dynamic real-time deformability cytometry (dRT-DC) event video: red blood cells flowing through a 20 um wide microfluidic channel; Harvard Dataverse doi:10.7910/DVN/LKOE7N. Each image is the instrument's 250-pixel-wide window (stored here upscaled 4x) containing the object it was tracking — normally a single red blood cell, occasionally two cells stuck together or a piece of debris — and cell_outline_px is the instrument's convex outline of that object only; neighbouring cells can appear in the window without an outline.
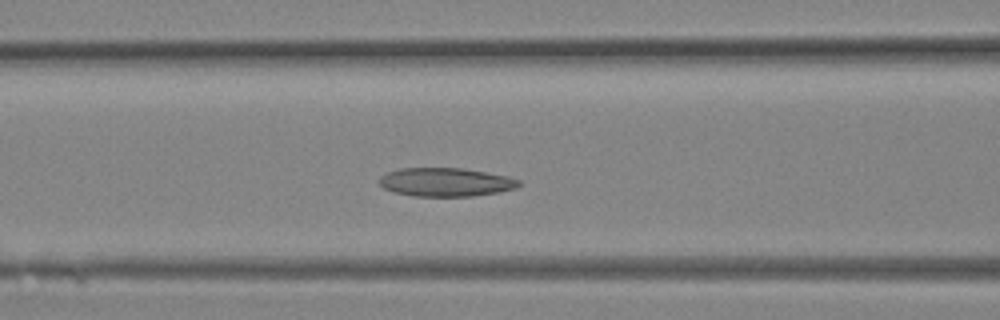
{"species": "Egyptian fruit bat (a non-hibernating species)", "species_latin": "Rousettus aegyptiacus", "temperature_condition": "room temperature", "stored_images_in_passage": 15, "camera_frame_rate_fps": 3000, "um_per_image_px": 0.085, "animal": {"sex": "female"}, "frame": {"image": 1, "passage_image": 9, "time_ms": 2.667, "image_size_px": [1000, 320], "cell_outline_px": [[524, 184], [516, 188], [500, 192], [472, 196], [412, 196], [392, 192], [384, 188], [376, 180], [384, 172], [400, 168], [464, 168], [508, 176], [520, 180]], "centroid_in_image_um": [37.87, 15.48], "position_along_channel_um": 128.7, "area_um2": 23.7}}
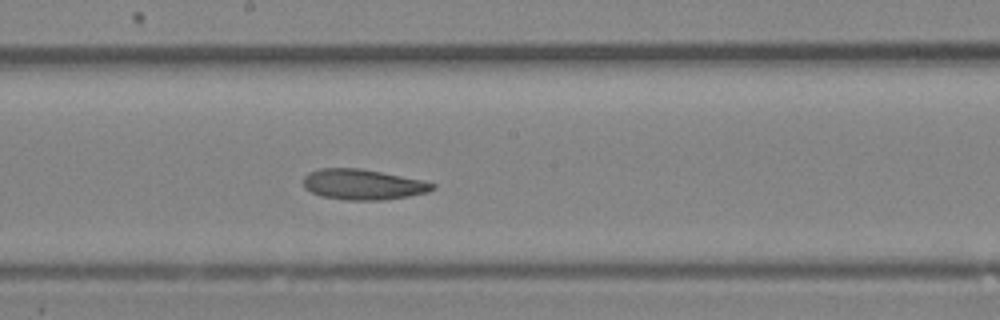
{"frame": {"image": 2, "passage_image": 13, "time_ms": 4.0, "image_size_px": [1000, 320], "cell_outline_px": [[436, 188], [428, 192], [408, 196], [384, 200], [348, 200], [320, 196], [304, 188], [304, 176], [308, 172], [320, 168], [360, 168], [424, 180], [436, 184]], "centroid_in_image_um": [30.86, 15.68], "position_along_channel_um": 217.3, "area_um2": 23.06}}
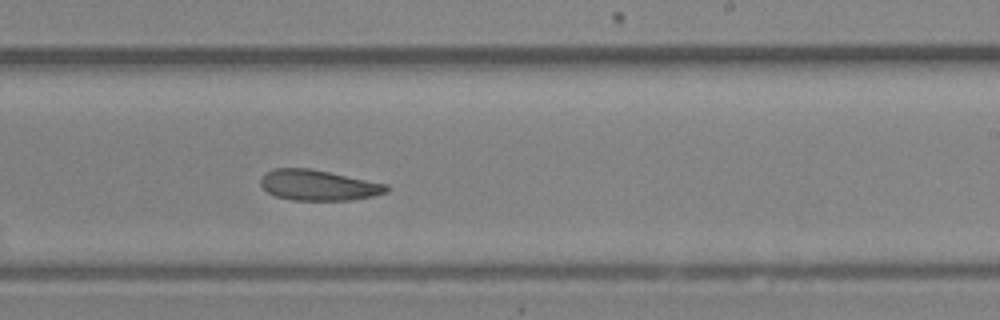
{"frame": {"image": 3, "passage_image": 15, "time_ms": 4.667, "image_size_px": [1000, 320], "cell_outline_px": [[388, 192], [372, 196], [352, 200], [292, 200], [276, 196], [268, 192], [260, 184], [260, 180], [264, 172], [272, 168], [312, 168], [388, 184]], "centroid_in_image_um": [27.05, 15.73], "position_along_channel_um": 261.9, "area_um2": 22.6}}